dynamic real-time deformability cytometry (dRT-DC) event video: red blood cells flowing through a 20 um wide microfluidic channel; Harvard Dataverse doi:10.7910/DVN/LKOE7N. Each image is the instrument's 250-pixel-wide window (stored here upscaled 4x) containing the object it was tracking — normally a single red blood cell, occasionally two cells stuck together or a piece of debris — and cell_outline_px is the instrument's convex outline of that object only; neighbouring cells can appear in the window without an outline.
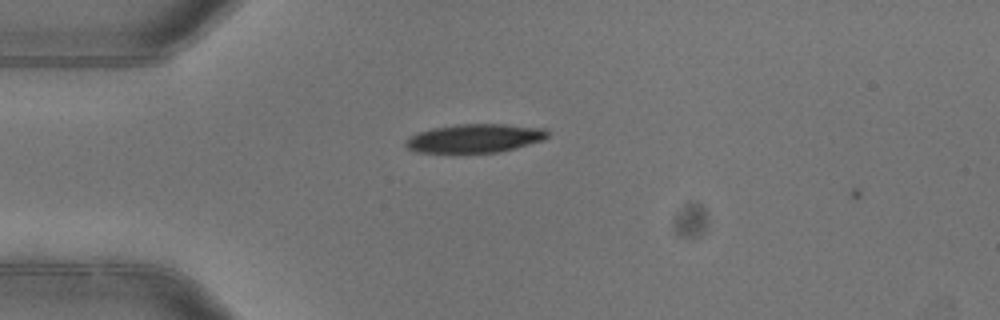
{"species": "common noctule bat (a hibernating species)", "species_latin": "Nyctalus noctula", "temperature_condition": "warm", "stored_images_in_passage": 2, "camera_frame_rate_fps": 3000, "um_per_image_px": 0.085, "animal": {"sex": "female"}, "frame": {"image": 1, "passage_image": 1, "time_ms": 0.0, "image_size_px": [1000, 320], "cell_outline_px": [[548, 136], [544, 140], [516, 148], [500, 152], [416, 152], [408, 148], [404, 144], [404, 140], [420, 132], [432, 128], [460, 124], [504, 124], [548, 128]], "centroid_in_image_um": [40.41, 11.75], "position_along_channel_um": 44.6, "area_um2": 23.64}}